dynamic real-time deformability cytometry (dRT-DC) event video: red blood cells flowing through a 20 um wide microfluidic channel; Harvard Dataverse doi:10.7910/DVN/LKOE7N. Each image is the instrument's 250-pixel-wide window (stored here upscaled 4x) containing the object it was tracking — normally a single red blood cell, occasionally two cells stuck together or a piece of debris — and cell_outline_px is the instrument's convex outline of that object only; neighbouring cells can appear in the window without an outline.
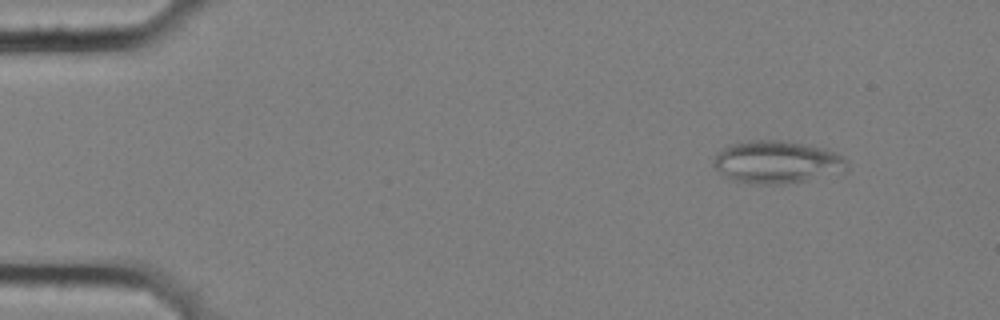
{"species": "common noctule bat (a hibernating species)", "species_latin": "Nyctalus noctula", "temperature_condition": "cold", "stored_images_in_passage": 4, "camera_frame_rate_fps": 3000, "um_per_image_px": 0.085, "animal": {"sex": "female", "body_mass_g": 25.1}, "frame": {"image": 1, "passage_image": 1, "time_ms": 0.0, "image_size_px": [1000, 320], "cell_outline_px": [[848, 168], [844, 172], [804, 180], [780, 184], [752, 184], [732, 180], [720, 172], [712, 164], [712, 160], [716, 152], [732, 144], [748, 140], [784, 140], [808, 144], [824, 148], [836, 152], [848, 160]], "centroid_in_image_um": [66.04, 13.76], "position_along_channel_um": 19.0, "area_um2": 33.35}}